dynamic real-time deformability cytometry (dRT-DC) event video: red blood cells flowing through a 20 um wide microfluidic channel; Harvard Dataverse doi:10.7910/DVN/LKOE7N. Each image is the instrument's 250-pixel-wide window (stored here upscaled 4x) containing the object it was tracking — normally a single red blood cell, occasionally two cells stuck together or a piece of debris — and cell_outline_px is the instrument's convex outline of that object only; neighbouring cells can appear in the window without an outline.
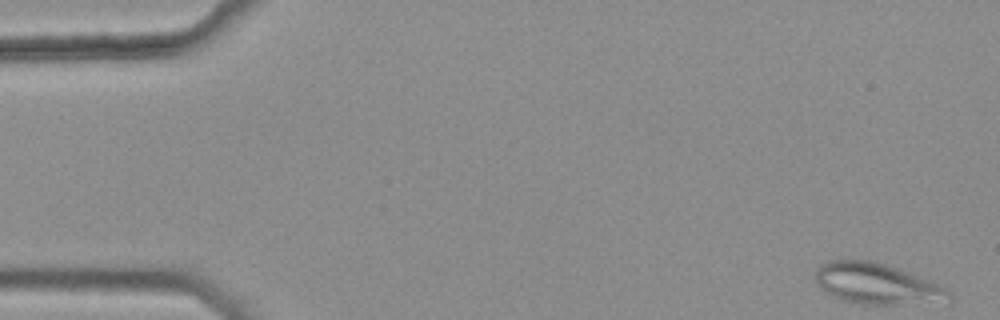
{"species": "common noctule bat (a hibernating species)", "species_latin": "Nyctalus noctula", "temperature_condition": "warm", "stored_images_in_passage": 43, "camera_frame_rate_fps": 3000, "um_per_image_px": 0.085, "animal": {"sex": "female", "body_mass_g": 25.1}, "frame": {"image": 1, "passage_image": 1, "time_ms": 0.0, "image_size_px": [1000, 320], "cell_outline_px": [[948, 292], [900, 304], [860, 304], [840, 300], [832, 296], [820, 288], [816, 284], [816, 268], [820, 264], [828, 260], [872, 260], [888, 264], [948, 288]], "centroid_in_image_um": [74.21, 24.04], "position_along_channel_um": 10.8, "area_um2": 30.23}}
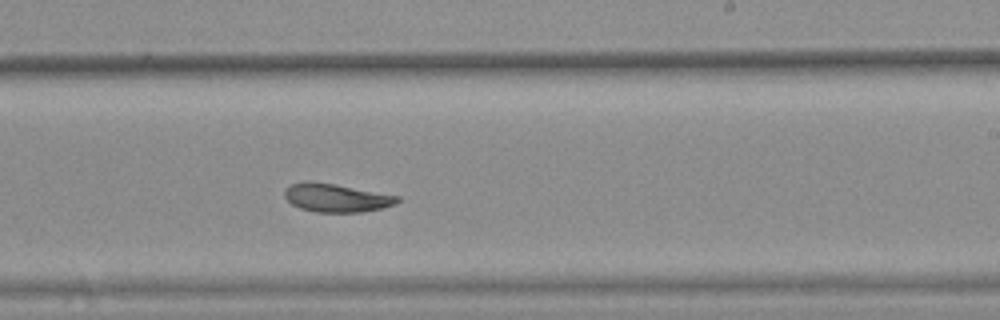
{"frame": {"image": 2, "passage_image": 31, "time_ms": 10.0, "image_size_px": [1000, 320], "cell_outline_px": [[400, 200], [396, 204], [380, 208], [360, 212], [316, 212], [300, 208], [292, 204], [284, 196], [284, 192], [292, 184], [308, 180], [332, 184], [400, 196]], "centroid_in_image_um": [28.58, 16.82], "position_along_channel_um": 260.4, "area_um2": 18.32}}
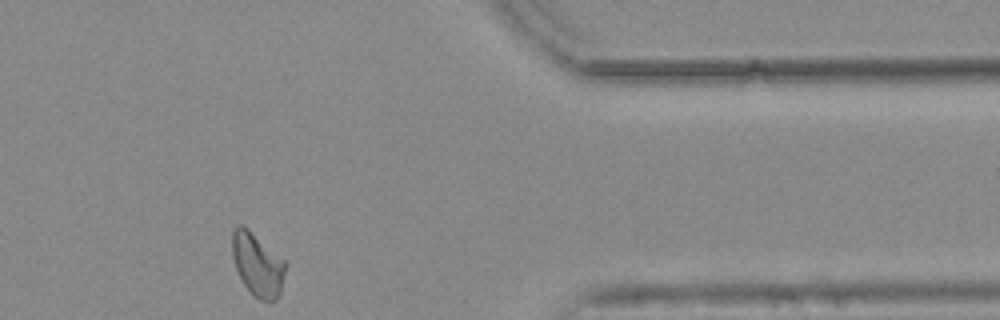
{"frame": {"image": 3, "passage_image": 43, "time_ms": 14.0, "image_size_px": [1000, 320], "cell_outline_px": [[288, 264], [280, 292], [276, 300], [260, 300], [244, 284], [236, 268], [232, 256], [232, 228], [236, 224], [240, 224], [248, 228], [284, 260]], "centroid_in_image_um": [21.89, 22.44], "position_along_channel_um": 389.5, "area_um2": 19.48}, "authors_computed_cell_mechanics": {"area_um2": 19.8254, "velocity_mm_per_s": 3.7817, "shape_relaxation_time_tau1_ms": null, "shape_relaxation_time_tau2_ms": 4.0606, "deformation_change_tau1": null, "deformation_change_tau2": 0.0833}}